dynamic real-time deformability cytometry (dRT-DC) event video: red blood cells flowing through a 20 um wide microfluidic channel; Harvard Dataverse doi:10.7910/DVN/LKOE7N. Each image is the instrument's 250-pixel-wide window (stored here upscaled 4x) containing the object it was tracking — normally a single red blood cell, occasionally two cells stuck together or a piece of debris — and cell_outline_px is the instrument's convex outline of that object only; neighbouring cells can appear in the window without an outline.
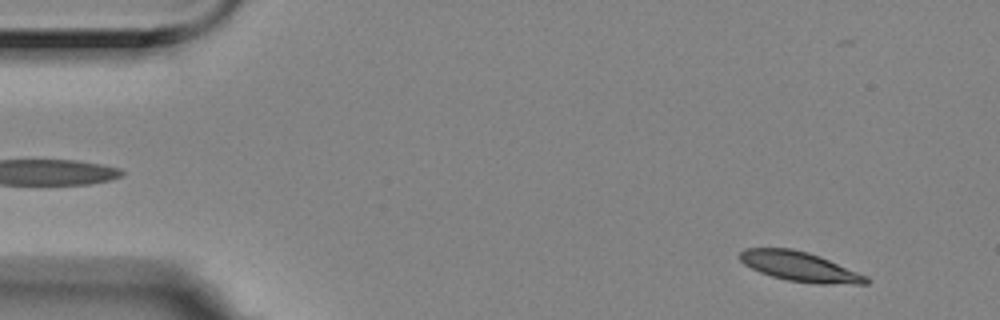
{"species": "Egyptian fruit bat (a non-hibernating species)", "species_latin": "Rousettus aegyptiacus", "temperature_condition": "room temperature", "stored_images_in_passage": 55, "camera_frame_rate_fps": 3000, "um_per_image_px": 0.085, "animal": {"sex": "female"}, "frame": {"image": 1, "passage_image": 4, "time_ms": 1.0, "image_size_px": [1000, 320], "cell_outline_px": [[872, 280], [868, 284], [820, 284], [788, 280], [772, 276], [760, 272], [744, 264], [740, 260], [740, 252], [744, 248], [792, 248], [808, 252], [820, 256], [868, 276]], "centroid_in_image_um": [68.02, 22.66], "position_along_channel_um": 17.0, "area_um2": 21.85}}
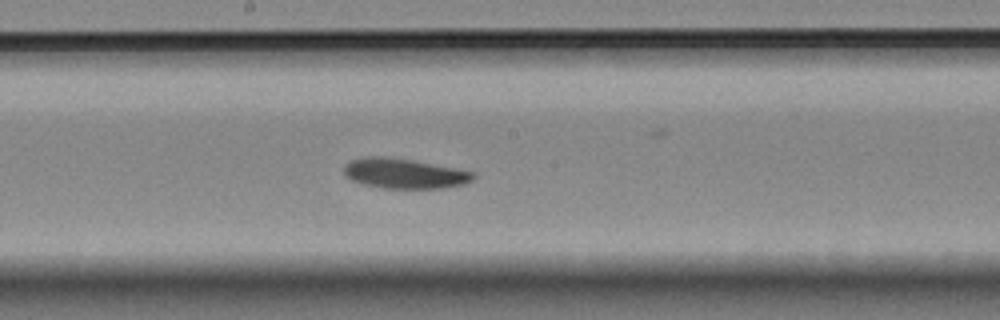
{"frame": {"image": 2, "passage_image": 29, "time_ms": 9.333, "image_size_px": [1000, 320], "cell_outline_px": [[476, 176], [472, 180], [464, 184], [444, 188], [380, 188], [364, 184], [352, 180], [344, 176], [344, 164], [352, 160], [364, 156], [380, 156], [408, 160], [476, 172]], "centroid_in_image_um": [34.34, 14.76], "position_along_channel_um": 213.9, "area_um2": 22.43}}
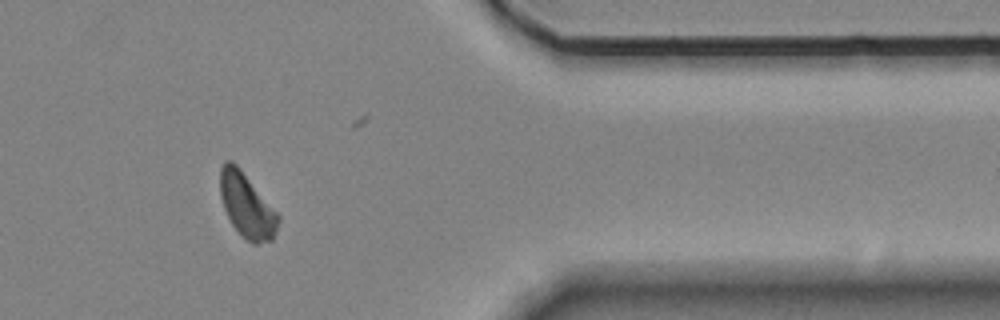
{"frame": {"image": 3, "passage_image": 46, "time_ms": 15.0, "image_size_px": [1000, 320], "cell_outline_px": [[280, 220], [276, 232], [272, 240], [256, 244], [252, 244], [244, 240], [240, 236], [232, 224], [224, 208], [220, 196], [220, 168], [224, 160], [232, 160], [236, 164], [280, 216]], "centroid_in_image_um": [20.97, 17.5], "position_along_channel_um": 390.4, "area_um2": 21.79}, "authors_computed_cell_mechanics": {"area_um2": 22.3108, "velocity_mm_per_s": 3.4965, "shape_relaxation_time_tau1_ms": 9.8042, "shape_relaxation_time_tau2_ms": null, "deformation_change_tau1": 0.2173, "deformation_change_tau2": null}}